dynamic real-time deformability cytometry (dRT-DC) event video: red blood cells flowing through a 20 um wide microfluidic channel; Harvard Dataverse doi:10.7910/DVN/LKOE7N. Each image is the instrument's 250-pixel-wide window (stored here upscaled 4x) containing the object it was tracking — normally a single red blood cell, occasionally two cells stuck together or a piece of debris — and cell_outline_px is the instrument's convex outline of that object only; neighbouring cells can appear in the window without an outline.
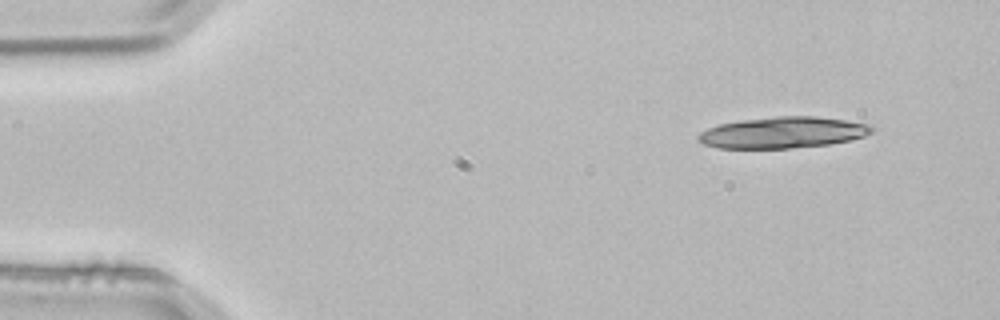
{"species": "common noctule bat (a hibernating species)", "species_latin": "Nyctalus noctula", "temperature_condition": "room temperature", "stored_images_in_passage": 4, "segment_of_instrument_passage": [1, 2], "camera_frame_rate_fps": 3000, "um_per_image_px": 0.085, "animal": {"sex": "male", "body_mass_g": 21.5, "forearm_length_mm": 52.0}, "frame": {"image": 1, "passage_image": 1, "time_ms": 0.0, "image_size_px": [1000, 320], "cell_outline_px": [[876, 128], [872, 132], [864, 136], [852, 140], [828, 144], [788, 148], [716, 148], [704, 144], [696, 140], [696, 136], [700, 132], [708, 128], [720, 124], [744, 120], [776, 116], [816, 116], [872, 124]], "centroid_in_image_um": [66.56, 11.26], "position_along_channel_um": 18.4, "area_um2": 31.67}}